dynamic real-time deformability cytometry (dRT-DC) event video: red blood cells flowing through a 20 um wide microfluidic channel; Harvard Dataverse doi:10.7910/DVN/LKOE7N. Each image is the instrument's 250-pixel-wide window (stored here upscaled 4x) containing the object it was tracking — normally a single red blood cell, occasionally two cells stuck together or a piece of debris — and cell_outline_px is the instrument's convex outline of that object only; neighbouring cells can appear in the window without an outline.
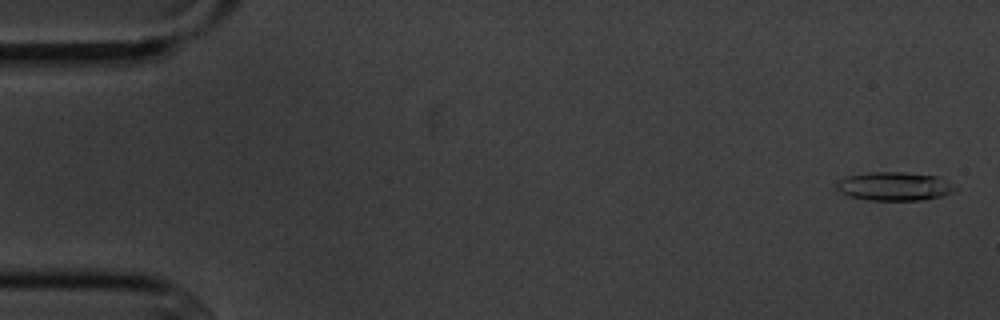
{"species": "common noctule bat (a hibernating species)", "species_latin": "Nyctalus noctula", "temperature_condition": "cold", "stored_images_in_passage": 5, "camera_frame_rate_fps": 3000, "um_per_image_px": 0.085, "animal": {"sex": "male", "body_mass_g": 20.1, "forearm_length_mm": 53.5}, "frame": {"image": 1, "passage_image": 1, "time_ms": 0.0, "image_size_px": [1000, 320], "cell_outline_px": [[960, 188], [952, 192], [940, 196], [924, 200], [868, 200], [852, 196], [836, 188], [836, 184], [840, 180], [848, 176], [868, 172], [904, 172], [936, 176]], "centroid_in_image_um": [76.06, 15.83], "position_along_channel_um": 8.9, "area_um2": 19.48}}